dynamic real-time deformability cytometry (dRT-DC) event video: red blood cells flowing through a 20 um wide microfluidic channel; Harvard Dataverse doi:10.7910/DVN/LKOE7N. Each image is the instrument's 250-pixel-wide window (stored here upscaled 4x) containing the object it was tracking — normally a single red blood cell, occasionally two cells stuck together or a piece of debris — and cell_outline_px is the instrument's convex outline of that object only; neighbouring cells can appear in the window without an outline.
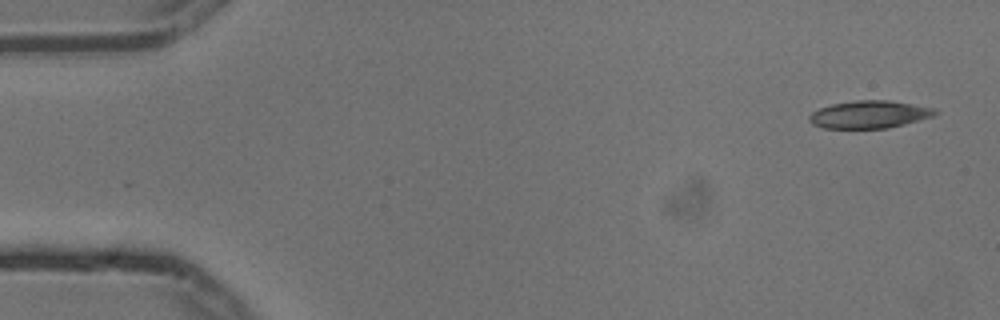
{"species": "common noctule bat (a hibernating species)", "species_latin": "Nyctalus noctula", "temperature_condition": "cold", "stored_images_in_passage": 4, "camera_frame_rate_fps": 3000, "um_per_image_px": 0.085, "animal": {"sex": "male", "body_mass_g": 13.3}, "frame": {"image": 1, "passage_image": 1, "time_ms": 0.0, "image_size_px": [1000, 320], "cell_outline_px": [[936, 112], [932, 116], [904, 124], [888, 128], [824, 128], [812, 124], [808, 120], [808, 116], [812, 112], [820, 108], [832, 104], [856, 100], [888, 100], [932, 108]], "centroid_in_image_um": [73.81, 9.73], "position_along_channel_um": 11.2, "area_um2": 19.88}}